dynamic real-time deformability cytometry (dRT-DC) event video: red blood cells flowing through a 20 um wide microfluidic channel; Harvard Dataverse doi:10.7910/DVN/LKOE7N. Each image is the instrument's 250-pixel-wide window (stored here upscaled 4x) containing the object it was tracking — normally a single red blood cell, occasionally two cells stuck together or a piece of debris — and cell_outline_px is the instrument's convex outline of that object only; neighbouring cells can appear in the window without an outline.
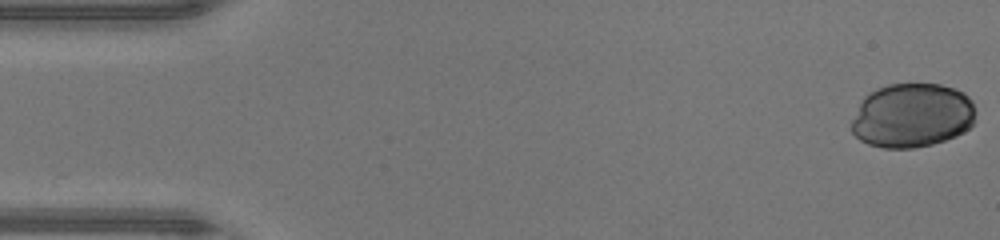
{"species": "human", "species_latin": "Homo sapiens", "temperature_condition": "warm", "stored_images_in_passage": 47, "camera_frame_rate_fps": 3000, "um_per_image_px": 0.085, "donor": {"sex": "male"}, "frame": {"image": 1, "passage_image": 1, "time_ms": 0.0, "image_size_px": [1000, 240], "cell_outline_px": [[976, 112], [972, 124], [964, 132], [956, 136], [932, 144], [912, 148], [884, 148], [868, 144], [860, 140], [852, 132], [852, 120], [864, 96], [868, 92], [876, 88], [888, 84], [940, 84], [964, 92], [972, 100]], "centroid_in_image_um": [77.54, 9.81], "position_along_channel_um": 7.5, "area_um2": 46.64}}
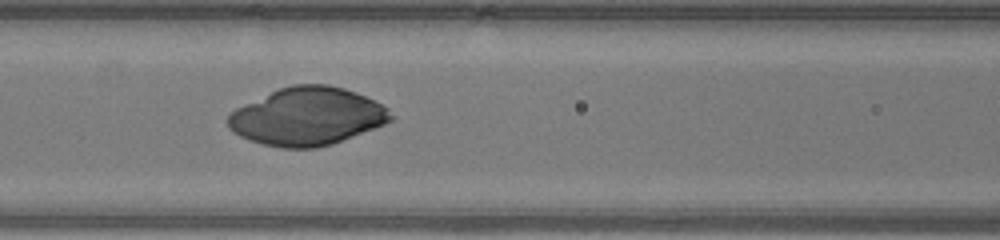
{"frame": {"image": 2, "passage_image": 20, "time_ms": 6.333, "image_size_px": [1000, 240], "cell_outline_px": [[396, 116], [392, 120], [384, 124], [332, 144], [316, 148], [280, 148], [264, 144], [240, 136], [232, 132], [228, 128], [228, 116], [236, 108], [244, 104], [280, 88], [292, 84], [328, 84], [344, 88], [356, 92], [388, 108]], "centroid_in_image_um": [26.12, 9.9], "position_along_channel_um": 140.5, "area_um2": 54.62}}
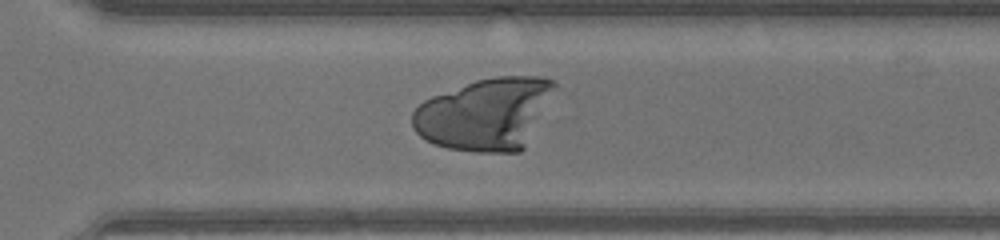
{"frame": {"image": 3, "passage_image": 33, "time_ms": 10.667, "image_size_px": [1000, 240], "cell_outline_px": [[556, 84], [524, 148], [520, 152], [476, 152], [448, 148], [424, 140], [412, 128], [412, 112], [424, 100], [432, 96], [476, 80], [496, 76], [540, 76], [552, 80]], "centroid_in_image_um": [41.18, 9.69], "position_along_channel_um": 329.4, "area_um2": 59.01}}